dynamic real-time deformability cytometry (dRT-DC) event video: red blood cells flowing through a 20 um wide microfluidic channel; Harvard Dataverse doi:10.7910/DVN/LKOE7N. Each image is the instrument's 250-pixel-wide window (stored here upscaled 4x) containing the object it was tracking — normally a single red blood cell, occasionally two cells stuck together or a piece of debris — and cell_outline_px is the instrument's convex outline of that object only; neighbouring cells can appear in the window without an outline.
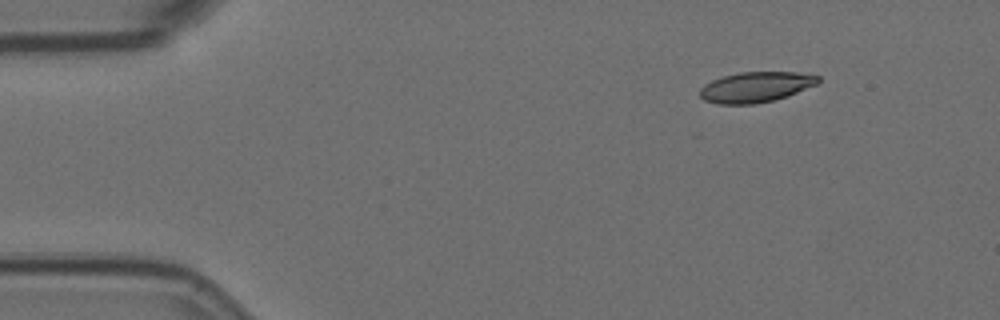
{"species": "Egyptian fruit bat (a non-hibernating species)", "species_latin": "Rousettus aegyptiacus", "temperature_condition": "room temperature", "stored_images_in_passage": 2, "camera_frame_rate_fps": 3000, "um_per_image_px": 0.085, "animal": {"sex": "female"}, "frame": {"image": 1, "passage_image": 1, "time_ms": 0.0, "image_size_px": [1000, 320], "cell_outline_px": [[820, 84], [788, 96], [756, 104], [716, 104], [704, 100], [700, 96], [700, 88], [704, 84], [712, 80], [724, 76], [740, 72], [796, 72], [820, 76]], "centroid_in_image_um": [64.27, 7.4], "position_along_channel_um": 20.7, "area_um2": 21.15}}